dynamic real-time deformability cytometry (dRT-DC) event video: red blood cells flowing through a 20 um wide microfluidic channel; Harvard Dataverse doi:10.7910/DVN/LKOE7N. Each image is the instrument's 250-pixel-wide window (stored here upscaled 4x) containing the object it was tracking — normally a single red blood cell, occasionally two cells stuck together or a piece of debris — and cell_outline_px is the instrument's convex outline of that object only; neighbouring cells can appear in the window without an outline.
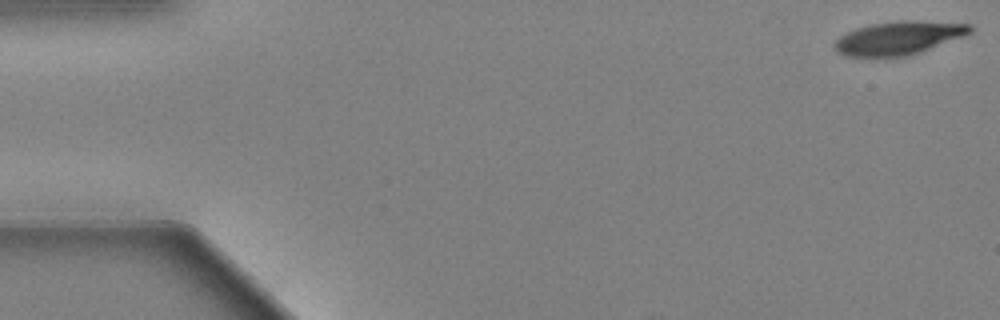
{"species": "Egyptian fruit bat (a non-hibernating species)", "species_latin": "Rousettus aegyptiacus", "temperature_condition": "warm", "stored_images_in_passage": 16, "camera_frame_rate_fps": 3000, "um_per_image_px": 0.085, "animal": {"sex": "female"}, "frame": {"image": 1, "passage_image": 1, "time_ms": 0.0, "image_size_px": [1000, 320], "cell_outline_px": [[972, 32], [964, 36], [908, 56], [844, 56], [836, 52], [832, 44], [840, 36], [856, 28], [872, 24], [896, 20], [912, 20], [972, 24]], "centroid_in_image_um": [76.37, 3.22], "position_along_channel_um": 8.6, "area_um2": 26.3}}